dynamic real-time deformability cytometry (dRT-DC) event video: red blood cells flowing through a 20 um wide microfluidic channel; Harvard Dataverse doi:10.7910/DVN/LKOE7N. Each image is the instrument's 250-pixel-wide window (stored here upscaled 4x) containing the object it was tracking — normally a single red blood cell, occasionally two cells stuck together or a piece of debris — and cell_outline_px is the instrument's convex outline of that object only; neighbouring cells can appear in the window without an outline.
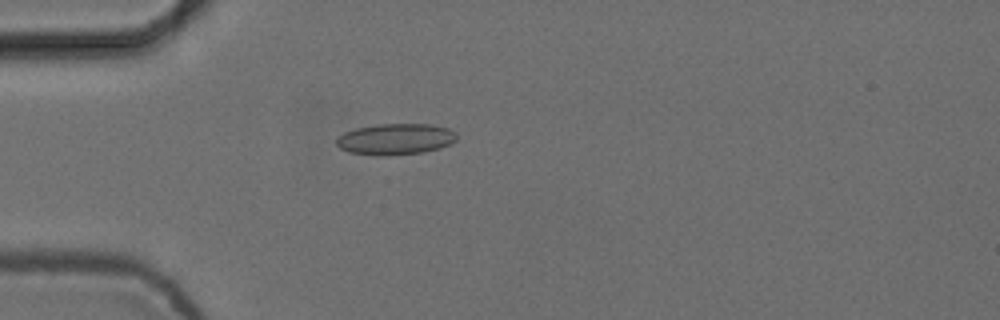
{"species": "common noctule bat (a hibernating species)", "species_latin": "Nyctalus noctula", "temperature_condition": "cold", "stored_images_in_passage": 5, "camera_frame_rate_fps": 3000, "um_per_image_px": 0.085, "animal": {"sex": "female", "body_mass_g": 24.6, "forearm_length_mm": 56.2}, "frame": {"image": 1, "passage_image": 5, "time_ms": 1.333, "image_size_px": [1000, 320], "cell_outline_px": [[456, 140], [440, 148], [424, 152], [388, 156], [380, 156], [348, 152], [340, 148], [336, 144], [336, 136], [344, 132], [356, 128], [376, 124], [432, 124], [448, 128], [456, 132]], "centroid_in_image_um": [33.59, 11.83], "position_along_channel_um": 51.4, "area_um2": 22.08}}